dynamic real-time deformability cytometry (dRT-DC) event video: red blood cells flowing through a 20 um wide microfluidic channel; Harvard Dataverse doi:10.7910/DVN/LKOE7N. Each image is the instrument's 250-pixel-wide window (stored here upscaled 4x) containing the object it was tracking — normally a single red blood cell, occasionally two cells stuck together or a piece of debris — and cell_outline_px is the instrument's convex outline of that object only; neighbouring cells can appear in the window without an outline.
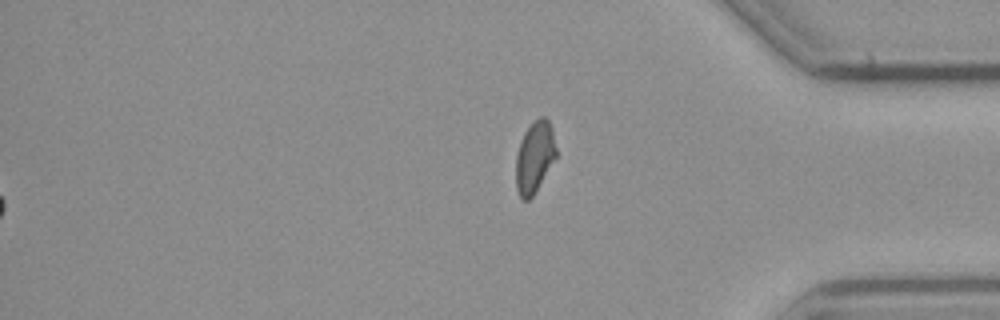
{"species": "common noctule bat (a hibernating species)", "species_latin": "Nyctalus noctula", "temperature_condition": "cold", "stored_images_in_passage": 56, "segment_of_instrument_passage": [2, 2], "camera_frame_rate_fps": 3000, "um_per_image_px": 0.085, "animal": {"sex": "male", "body_mass_g": 23.1, "forearm_length_mm": 52.7}, "frame": {"image": 1, "passage_image": 56, "time_ms": 18.333, "image_size_px": [1000, 320], "cell_outline_px": [[556, 156], [532, 196], [528, 200], [524, 200], [520, 196], [516, 188], [516, 156], [524, 132], [540, 116], [544, 116], [548, 120], [552, 128], [556, 148]], "centroid_in_image_um": [45.43, 13.33], "position_along_channel_um": 389.8, "area_um2": 16.3}}